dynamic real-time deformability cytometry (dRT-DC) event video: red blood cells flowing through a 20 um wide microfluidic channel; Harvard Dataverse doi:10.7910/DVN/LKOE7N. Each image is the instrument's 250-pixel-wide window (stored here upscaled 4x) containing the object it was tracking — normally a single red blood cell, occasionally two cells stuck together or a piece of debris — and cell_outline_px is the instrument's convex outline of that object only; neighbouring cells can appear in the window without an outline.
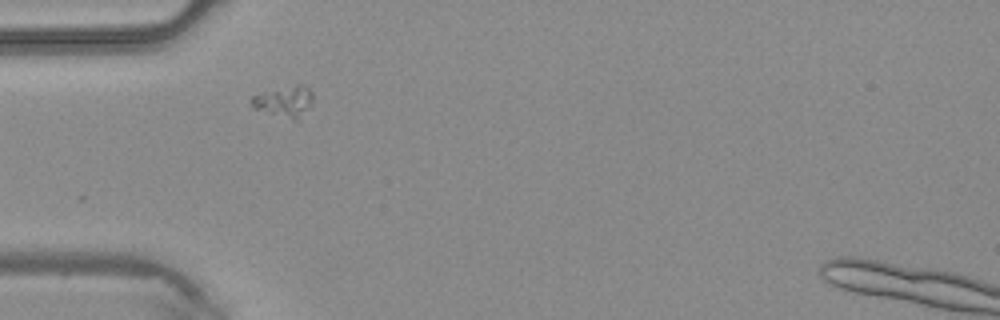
{"species": "common noctule bat (a hibernating species)", "species_latin": "Nyctalus noctula", "temperature_condition": "warm", "stored_images_in_passage": 2, "camera_frame_rate_fps": 3000, "um_per_image_px": 0.085, "animal": {"sex": "male", "body_mass_g": 20.4}, "frame": {"image": 1, "passage_image": 1, "time_ms": 0.0, "image_size_px": [1000, 320], "cell_outline_px": [[312, 100], [308, 108], [296, 120], [252, 108], [252, 96], [264, 92], [300, 84], [304, 84], [312, 92]], "centroid_in_image_um": [24.18, 8.61], "position_along_channel_um": 60.8, "area_um2": 10.58}}
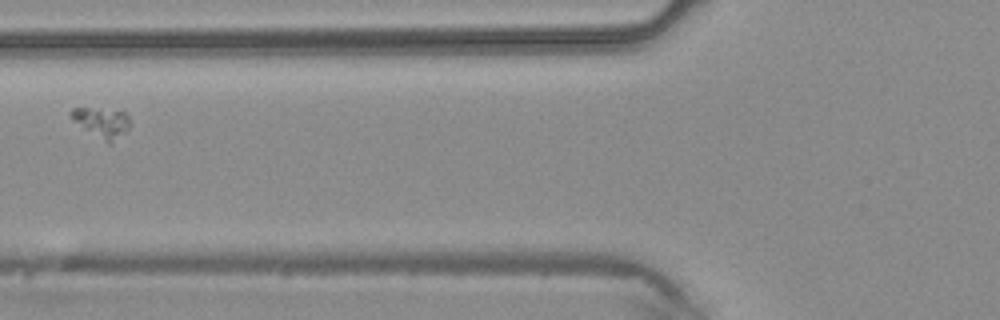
{"frame": {"image": 2, "passage_image": 2, "time_ms": 0.333, "image_size_px": [1000, 320], "cell_outline_px": [[132, 124], [112, 144], [108, 144], [72, 120], [68, 116], [72, 108], [88, 108], [124, 112], [128, 116]], "centroid_in_image_um": [8.65, 10.42], "position_along_channel_um": 117.1, "area_um2": 10.17}}